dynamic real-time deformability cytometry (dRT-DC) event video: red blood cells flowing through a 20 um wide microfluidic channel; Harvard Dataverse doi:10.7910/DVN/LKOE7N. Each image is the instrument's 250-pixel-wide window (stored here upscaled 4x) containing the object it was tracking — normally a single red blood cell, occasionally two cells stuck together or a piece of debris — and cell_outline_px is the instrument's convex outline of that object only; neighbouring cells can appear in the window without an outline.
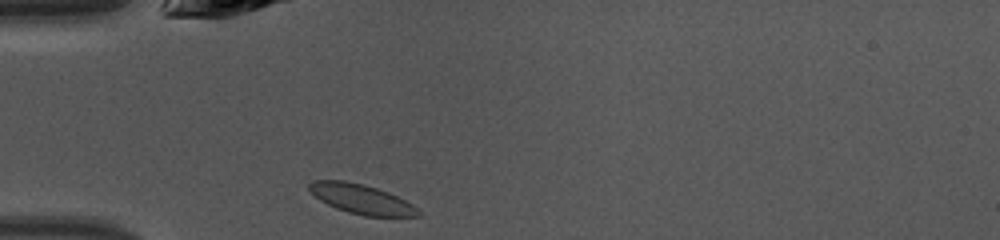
{"species": "common noctule bat (a hibernating species)", "species_latin": "Nyctalus noctula", "temperature_condition": "warm", "stored_images_in_passage": 34, "camera_frame_rate_fps": 3000, "um_per_image_px": 0.085, "animal": {"sex": "female", "body_mass_g": 10.0, "forearm_length_mm": 53.1}, "frame": {"image": 1, "passage_image": 1, "time_ms": 0.0, "image_size_px": [1000, 240], "cell_outline_px": [[420, 216], [364, 216], [348, 212], [336, 208], [320, 200], [308, 188], [308, 184], [312, 180], [344, 180], [364, 184], [388, 192], [412, 204], [420, 212]], "centroid_in_image_um": [30.7, 16.91], "position_along_channel_um": 54.3, "area_um2": 18.61}}
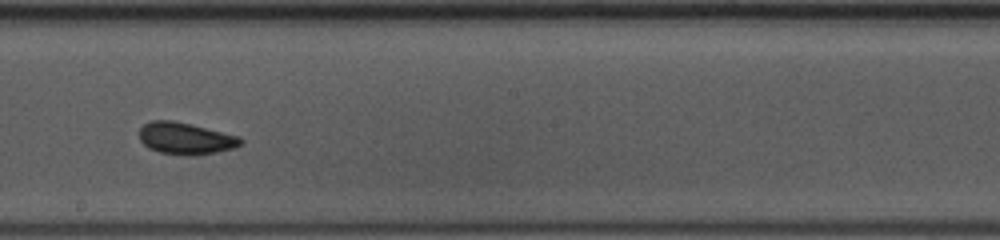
{"frame": {"image": 2, "passage_image": 14, "time_ms": 4.333, "image_size_px": [1000, 240], "cell_outline_px": [[244, 140], [236, 148], [216, 152], [192, 156], [188, 156], [160, 152], [148, 148], [140, 140], [140, 128], [144, 124], [152, 120], [172, 120], [192, 124], [240, 136]], "centroid_in_image_um": [15.8, 11.76], "position_along_channel_um": 232.4, "area_um2": 18.96}}
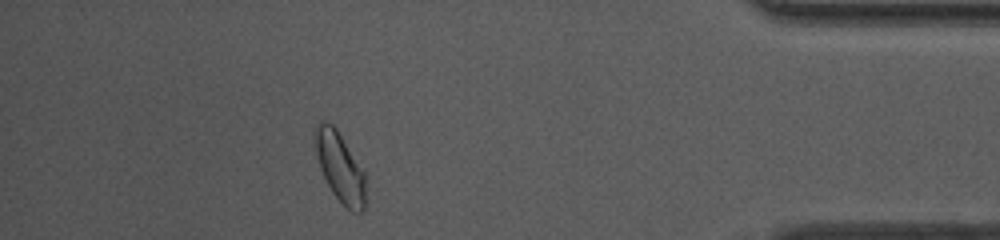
{"frame": {"image": 3, "passage_image": 29, "time_ms": 9.333, "image_size_px": [1000, 240], "cell_outline_px": [[364, 212], [352, 212], [332, 192], [320, 168], [316, 156], [312, 132], [316, 124], [320, 120], [324, 120], [332, 124], [336, 128], [364, 172]], "centroid_in_image_um": [28.84, 14.13], "position_along_channel_um": 406.4, "area_um2": 20.29}, "authors_computed_cell_mechanics": {"area_um2": 18.6116, "velocity_mm_per_s": 4.2849, "shape_relaxation_time_tau1_ms": 2.4644, "shape_relaxation_time_tau2_ms": 1.5635, "deformation_change_tau1": 0.068, "deformation_change_tau2": 0.0552}}